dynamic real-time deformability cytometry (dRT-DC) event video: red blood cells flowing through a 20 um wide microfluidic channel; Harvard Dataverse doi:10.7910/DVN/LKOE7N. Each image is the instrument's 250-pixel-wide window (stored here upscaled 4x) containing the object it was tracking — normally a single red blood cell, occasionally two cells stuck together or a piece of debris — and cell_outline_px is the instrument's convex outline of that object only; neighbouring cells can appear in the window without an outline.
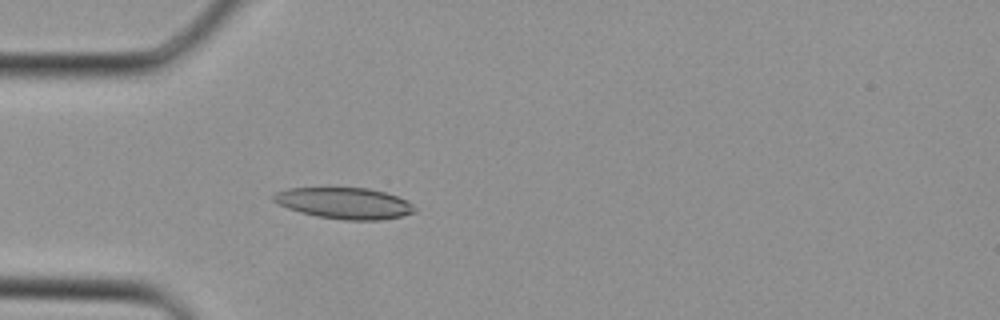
{"species": "Egyptian fruit bat (a non-hibernating species)", "species_latin": "Rousettus aegyptiacus", "temperature_condition": "cold", "stored_images_in_passage": 27, "camera_frame_rate_fps": 3000, "um_per_image_px": 0.085, "animal": {"sex": "female"}, "frame": {"image": 1, "passage_image": 2, "time_ms": 0.333, "image_size_px": [1000, 320], "cell_outline_px": [[416, 212], [400, 216], [380, 220], [344, 220], [316, 216], [300, 212], [288, 208], [272, 200], [272, 196], [276, 192], [288, 188], [368, 188], [384, 192], [408, 200], [416, 208]], "centroid_in_image_um": [29.29, 17.27], "position_along_channel_um": 55.7, "area_um2": 25.61}}
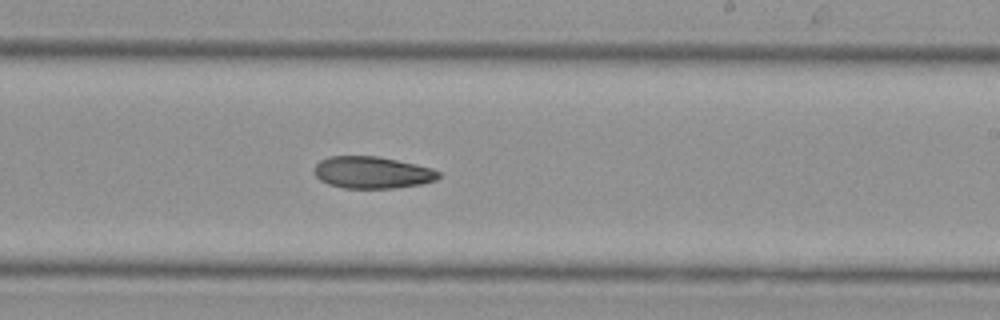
{"frame": {"image": 2, "passage_image": 13, "time_ms": 4.0, "image_size_px": [1000, 320], "cell_outline_px": [[440, 176], [436, 180], [420, 184], [392, 188], [344, 188], [328, 184], [320, 180], [316, 176], [312, 168], [320, 160], [328, 156], [380, 156], [432, 168], [440, 172]], "centroid_in_image_um": [31.61, 14.65], "position_along_channel_um": 257.4, "area_um2": 23.24}}
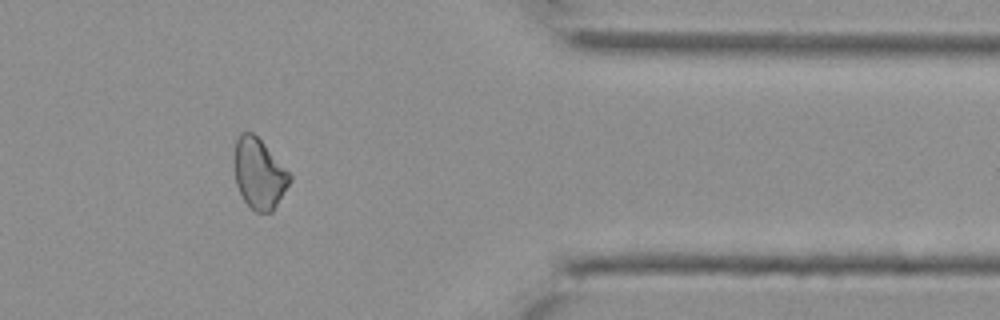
{"frame": {"image": 3, "passage_image": 21, "time_ms": 6.667, "image_size_px": [1000, 320], "cell_outline_px": [[292, 180], [272, 212], [256, 212], [244, 200], [236, 184], [232, 164], [236, 140], [240, 132], [252, 132], [260, 140], [292, 176]], "centroid_in_image_um": [21.99, 14.76], "position_along_channel_um": 389.4, "area_um2": 22.66}}